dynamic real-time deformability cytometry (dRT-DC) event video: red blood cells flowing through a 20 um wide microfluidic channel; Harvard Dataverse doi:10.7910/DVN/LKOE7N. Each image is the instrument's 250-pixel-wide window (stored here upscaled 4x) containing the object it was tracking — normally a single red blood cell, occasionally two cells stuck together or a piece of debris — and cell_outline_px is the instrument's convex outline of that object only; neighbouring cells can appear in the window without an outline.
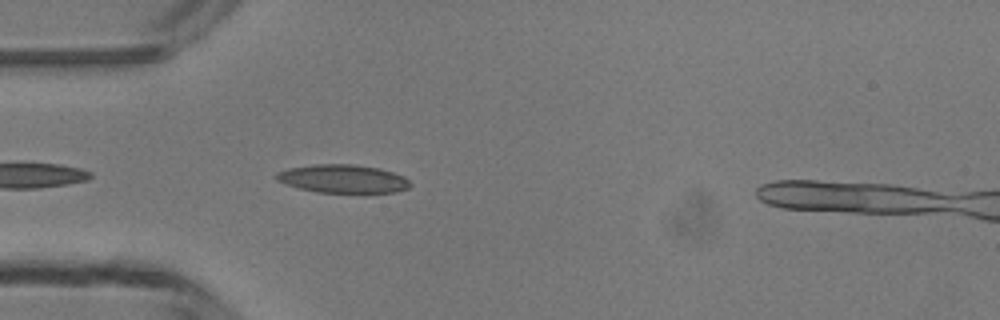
{"species": "common noctule bat (a hibernating species)", "species_latin": "Nyctalus noctula", "temperature_condition": "room temperature", "stored_images_in_passage": 21, "camera_frame_rate_fps": 3000, "um_per_image_px": 0.085, "animal": {"sex": "male", "body_mass_g": 13.3}, "frame": {"image": 1, "passage_image": 1, "time_ms": 0.0, "image_size_px": [1000, 320], "cell_outline_px": [[412, 184], [408, 188], [396, 192], [316, 192], [300, 188], [276, 180], [272, 176], [276, 172], [288, 168], [316, 164], [352, 164], [380, 168], [404, 176]], "centroid_in_image_um": [29.13, 15.18], "position_along_channel_um": 55.9, "area_um2": 22.02}}
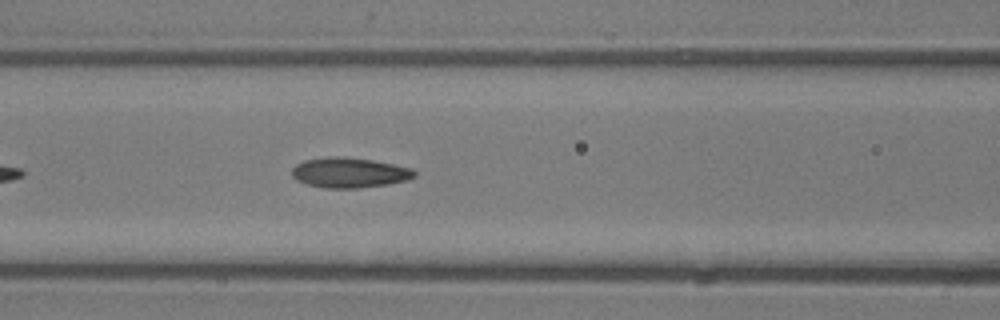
{"frame": {"image": 2, "passage_image": 7, "time_ms": 2.0, "image_size_px": [1000, 320], "cell_outline_px": [[416, 176], [408, 180], [388, 184], [360, 188], [324, 188], [308, 184], [296, 180], [292, 176], [292, 168], [296, 164], [304, 160], [328, 156], [344, 156], [372, 160], [412, 168], [416, 172]], "centroid_in_image_um": [29.69, 14.67], "position_along_channel_um": 136.9, "area_um2": 21.68}}
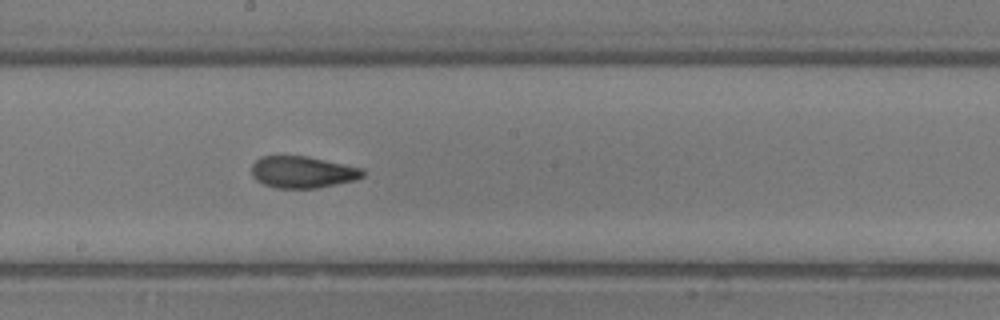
{"frame": {"image": 3, "passage_image": 13, "time_ms": 4.0, "image_size_px": [1000, 320], "cell_outline_px": [[364, 176], [356, 180], [316, 188], [276, 188], [264, 184], [256, 180], [252, 176], [252, 164], [260, 156], [308, 156], [364, 168]], "centroid_in_image_um": [25.73, 14.62], "position_along_channel_um": 222.5, "area_um2": 20.69}}